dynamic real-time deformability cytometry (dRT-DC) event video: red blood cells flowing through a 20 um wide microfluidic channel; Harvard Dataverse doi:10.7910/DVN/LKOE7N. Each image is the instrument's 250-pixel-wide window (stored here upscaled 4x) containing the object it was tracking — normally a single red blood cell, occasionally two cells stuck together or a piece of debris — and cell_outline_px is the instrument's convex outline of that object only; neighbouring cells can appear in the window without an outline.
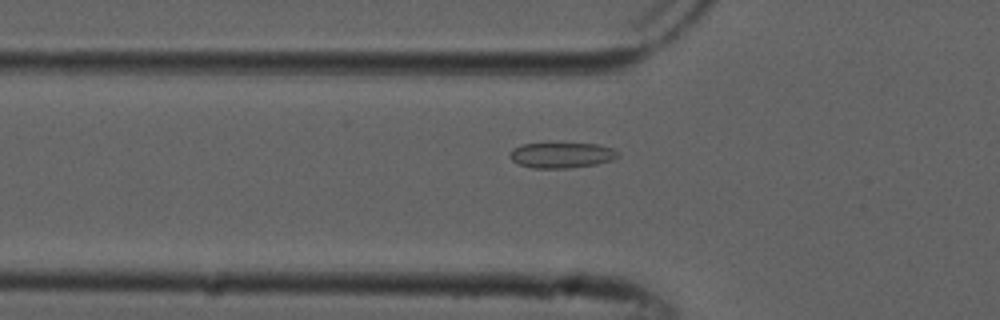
{"species": "common noctule bat (a hibernating species)", "species_latin": "Nyctalus noctula", "temperature_condition": "cold", "stored_images_in_passage": 38, "camera_frame_rate_fps": 3000, "um_per_image_px": 0.085, "animal": {"sex": "male", "forearm_length_mm": 52.5}, "frame": {"image": 1, "passage_image": 9, "time_ms": 2.667, "image_size_px": [1000, 320], "cell_outline_px": [[620, 156], [612, 160], [596, 164], [568, 168], [532, 168], [520, 164], [512, 160], [508, 156], [508, 152], [512, 148], [524, 144], [596, 144], [612, 148]], "centroid_in_image_um": [47.7, 13.2], "position_along_channel_um": 78.1, "area_um2": 15.9}}
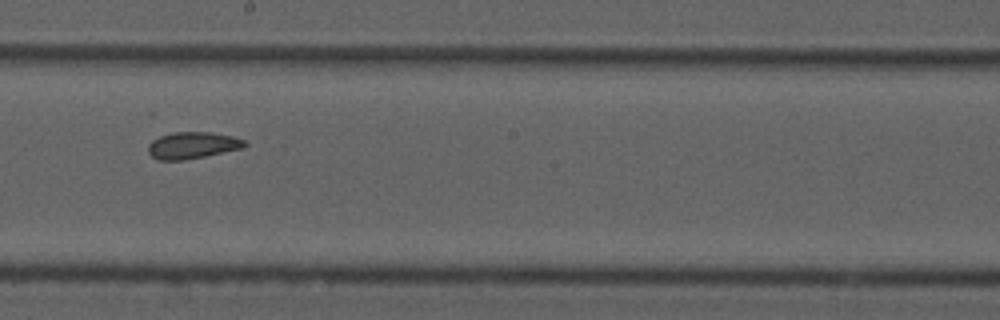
{"frame": {"image": 2, "passage_image": 21, "time_ms": 6.667, "image_size_px": [1000, 320], "cell_outline_px": [[248, 144], [244, 148], [184, 160], [156, 160], [148, 152], [148, 144], [152, 140], [160, 136], [172, 132], [212, 132], [232, 136], [244, 140]], "centroid_in_image_um": [16.35, 12.35], "position_along_channel_um": 231.8, "area_um2": 15.09}}
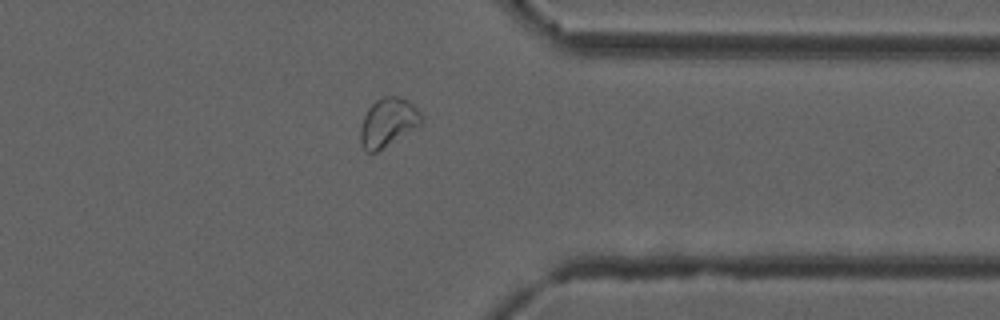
{"frame": {"image": 3, "passage_image": 33, "time_ms": 10.667, "image_size_px": [1000, 320], "cell_outline_px": [[424, 124], [376, 152], [368, 152], [364, 148], [360, 140], [360, 128], [364, 116], [368, 108], [376, 100], [384, 96], [396, 96], [408, 100], [424, 116]], "centroid_in_image_um": [33.02, 10.4], "position_along_channel_um": 378.4, "area_um2": 17.4}}